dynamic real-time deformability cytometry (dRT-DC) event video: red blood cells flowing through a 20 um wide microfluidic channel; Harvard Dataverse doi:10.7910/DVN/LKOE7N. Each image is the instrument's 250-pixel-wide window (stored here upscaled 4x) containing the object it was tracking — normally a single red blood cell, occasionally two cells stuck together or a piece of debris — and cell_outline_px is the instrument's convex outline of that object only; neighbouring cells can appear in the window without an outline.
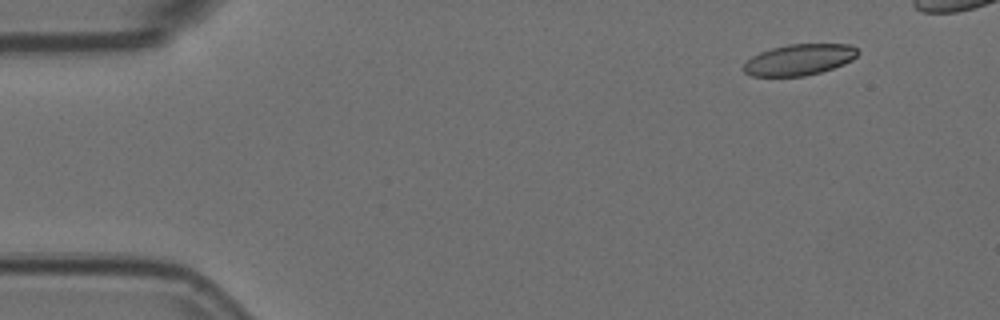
{"species": "Egyptian fruit bat (a non-hibernating species)", "species_latin": "Rousettus aegyptiacus", "temperature_condition": "room temperature", "stored_images_in_passage": 6, "camera_frame_rate_fps": 3000, "um_per_image_px": 0.085, "animal": {"sex": "female"}, "frame": {"image": 1, "passage_image": 1, "time_ms": 0.0, "image_size_px": [1000, 320], "cell_outline_px": [[860, 52], [852, 60], [844, 64], [820, 72], [804, 76], [752, 76], [744, 72], [740, 68], [752, 56], [760, 52], [772, 48], [788, 44], [848, 44], [856, 48]], "centroid_in_image_um": [67.92, 5.07], "position_along_channel_um": 17.1, "area_um2": 20.69}}
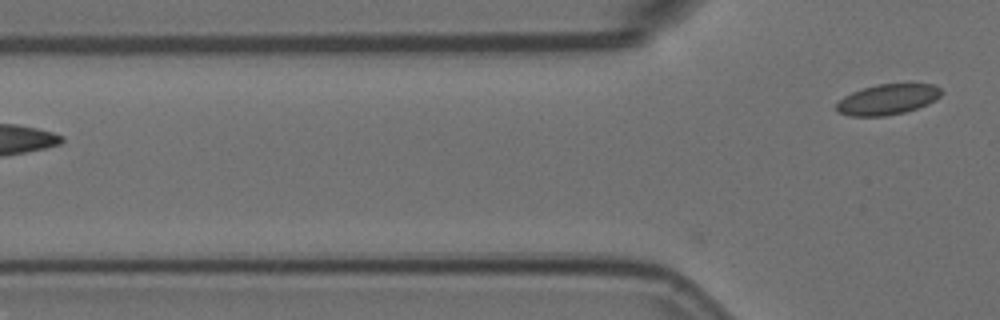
{"frame": {"image": 2, "passage_image": 6, "time_ms": 1.667, "image_size_px": [1000, 320], "cell_outline_px": [[944, 92], [940, 96], [928, 104], [904, 112], [884, 116], [848, 116], [836, 112], [836, 104], [844, 96], [852, 92], [876, 84], [932, 84], [940, 88]], "centroid_in_image_um": [75.42, 8.45], "position_along_channel_um": 50.4, "area_um2": 18.61}}